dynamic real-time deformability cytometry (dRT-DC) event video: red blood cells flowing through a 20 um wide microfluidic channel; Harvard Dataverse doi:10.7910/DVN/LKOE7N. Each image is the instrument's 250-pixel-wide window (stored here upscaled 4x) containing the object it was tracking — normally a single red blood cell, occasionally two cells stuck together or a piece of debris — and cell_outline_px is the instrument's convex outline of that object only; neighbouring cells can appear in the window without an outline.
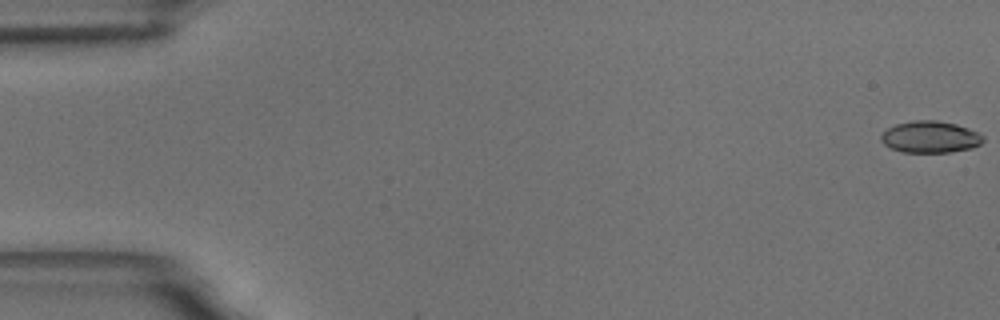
{"species": "common noctule bat (a hibernating species)", "species_latin": "Nyctalus noctula", "temperature_condition": "room temperature", "stored_images_in_passage": 6, "camera_frame_rate_fps": 3000, "um_per_image_px": 0.085, "animal": {"sex": "male", "body_mass_g": 18.8}, "frame": {"image": 1, "passage_image": 1, "time_ms": 0.0, "image_size_px": [1000, 320], "cell_outline_px": [[984, 140], [980, 144], [972, 148], [948, 152], [900, 152], [884, 144], [880, 140], [880, 136], [888, 128], [896, 124], [912, 120], [936, 120], [956, 124], [980, 132], [984, 136]], "centroid_in_image_um": [79.09, 11.63], "position_along_channel_um": 5.9, "area_um2": 18.96}}